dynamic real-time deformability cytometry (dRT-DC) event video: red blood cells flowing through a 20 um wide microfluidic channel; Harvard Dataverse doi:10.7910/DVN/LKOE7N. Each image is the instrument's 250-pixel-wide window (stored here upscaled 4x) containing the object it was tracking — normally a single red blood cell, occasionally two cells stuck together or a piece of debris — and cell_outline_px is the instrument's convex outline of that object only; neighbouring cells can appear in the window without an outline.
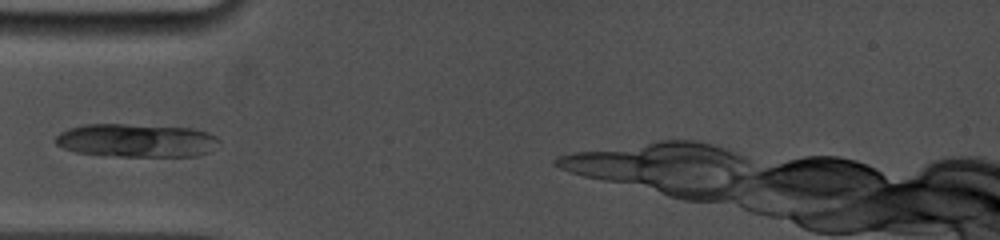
{"species": "common noctule bat (a hibernating species)", "species_latin": "Nyctalus noctula", "temperature_condition": "cold", "stored_images_in_passage": 22, "camera_frame_rate_fps": 5000, "um_per_image_px": 0.085, "animal": {"sex": "female", "body_mass_g": 19.0, "forearm_length_mm": 53.3}, "frame": {"image": 1, "passage_image": 1, "time_ms": 0.0, "image_size_px": [1000, 240], "cell_outline_px": [[220, 140], [208, 152], [196, 156], [120, 156], [76, 152], [64, 148], [56, 144], [56, 136], [60, 132], [68, 128], [84, 124], [124, 124], [192, 128], [208, 132], [216, 136]], "centroid_in_image_um": [11.59, 11.93], "position_along_channel_um": 73.4, "area_um2": 31.62}}